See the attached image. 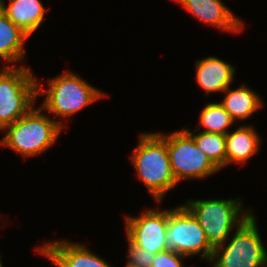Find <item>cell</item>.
<instances>
[{
    "label": "cell",
    "mask_w": 267,
    "mask_h": 267,
    "mask_svg": "<svg viewBox=\"0 0 267 267\" xmlns=\"http://www.w3.org/2000/svg\"><path fill=\"white\" fill-rule=\"evenodd\" d=\"M184 258L186 257L179 253L166 250L155 254L151 267H182L181 261Z\"/></svg>",
    "instance_id": "20"
},
{
    "label": "cell",
    "mask_w": 267,
    "mask_h": 267,
    "mask_svg": "<svg viewBox=\"0 0 267 267\" xmlns=\"http://www.w3.org/2000/svg\"><path fill=\"white\" fill-rule=\"evenodd\" d=\"M170 166L177 183L182 179H202L220 169L199 149L193 137L184 129L167 134Z\"/></svg>",
    "instance_id": "8"
},
{
    "label": "cell",
    "mask_w": 267,
    "mask_h": 267,
    "mask_svg": "<svg viewBox=\"0 0 267 267\" xmlns=\"http://www.w3.org/2000/svg\"><path fill=\"white\" fill-rule=\"evenodd\" d=\"M126 237L134 245L157 254L166 251L168 210L149 209L140 217L127 216Z\"/></svg>",
    "instance_id": "9"
},
{
    "label": "cell",
    "mask_w": 267,
    "mask_h": 267,
    "mask_svg": "<svg viewBox=\"0 0 267 267\" xmlns=\"http://www.w3.org/2000/svg\"><path fill=\"white\" fill-rule=\"evenodd\" d=\"M128 243V261L125 267H151L155 254L134 245L129 239Z\"/></svg>",
    "instance_id": "19"
},
{
    "label": "cell",
    "mask_w": 267,
    "mask_h": 267,
    "mask_svg": "<svg viewBox=\"0 0 267 267\" xmlns=\"http://www.w3.org/2000/svg\"><path fill=\"white\" fill-rule=\"evenodd\" d=\"M0 9L29 36L42 25L46 13L40 0H10L8 6L0 0Z\"/></svg>",
    "instance_id": "13"
},
{
    "label": "cell",
    "mask_w": 267,
    "mask_h": 267,
    "mask_svg": "<svg viewBox=\"0 0 267 267\" xmlns=\"http://www.w3.org/2000/svg\"><path fill=\"white\" fill-rule=\"evenodd\" d=\"M241 201L239 198L188 200L184 206L197 219L209 244L215 248L227 242L232 229L253 214L249 209L244 210Z\"/></svg>",
    "instance_id": "3"
},
{
    "label": "cell",
    "mask_w": 267,
    "mask_h": 267,
    "mask_svg": "<svg viewBox=\"0 0 267 267\" xmlns=\"http://www.w3.org/2000/svg\"><path fill=\"white\" fill-rule=\"evenodd\" d=\"M260 142L261 139L252 125H241L234 132L229 131L225 135L226 165L245 163L258 152Z\"/></svg>",
    "instance_id": "14"
},
{
    "label": "cell",
    "mask_w": 267,
    "mask_h": 267,
    "mask_svg": "<svg viewBox=\"0 0 267 267\" xmlns=\"http://www.w3.org/2000/svg\"><path fill=\"white\" fill-rule=\"evenodd\" d=\"M204 24L214 28L238 33L243 29V21L226 7L221 0H175Z\"/></svg>",
    "instance_id": "11"
},
{
    "label": "cell",
    "mask_w": 267,
    "mask_h": 267,
    "mask_svg": "<svg viewBox=\"0 0 267 267\" xmlns=\"http://www.w3.org/2000/svg\"><path fill=\"white\" fill-rule=\"evenodd\" d=\"M230 86L224 91L227 95L220 104L229 113L237 124V120L248 119L254 112L263 106L261 98L246 85H241L235 90H229Z\"/></svg>",
    "instance_id": "16"
},
{
    "label": "cell",
    "mask_w": 267,
    "mask_h": 267,
    "mask_svg": "<svg viewBox=\"0 0 267 267\" xmlns=\"http://www.w3.org/2000/svg\"><path fill=\"white\" fill-rule=\"evenodd\" d=\"M42 108L32 107L23 117L5 127L0 144L30 157L50 148L62 131L64 124L42 114Z\"/></svg>",
    "instance_id": "2"
},
{
    "label": "cell",
    "mask_w": 267,
    "mask_h": 267,
    "mask_svg": "<svg viewBox=\"0 0 267 267\" xmlns=\"http://www.w3.org/2000/svg\"><path fill=\"white\" fill-rule=\"evenodd\" d=\"M195 68L196 83L204 89L206 96L212 92H224L235 78V67L215 56L197 60Z\"/></svg>",
    "instance_id": "12"
},
{
    "label": "cell",
    "mask_w": 267,
    "mask_h": 267,
    "mask_svg": "<svg viewBox=\"0 0 267 267\" xmlns=\"http://www.w3.org/2000/svg\"><path fill=\"white\" fill-rule=\"evenodd\" d=\"M131 162L149 193L160 203L176 182L169 160L167 134L142 133Z\"/></svg>",
    "instance_id": "1"
},
{
    "label": "cell",
    "mask_w": 267,
    "mask_h": 267,
    "mask_svg": "<svg viewBox=\"0 0 267 267\" xmlns=\"http://www.w3.org/2000/svg\"><path fill=\"white\" fill-rule=\"evenodd\" d=\"M48 82V90H41L40 83L37 82V96L46 95L41 108L56 117L66 119L94 101L106 97L105 93L69 71L49 79Z\"/></svg>",
    "instance_id": "4"
},
{
    "label": "cell",
    "mask_w": 267,
    "mask_h": 267,
    "mask_svg": "<svg viewBox=\"0 0 267 267\" xmlns=\"http://www.w3.org/2000/svg\"><path fill=\"white\" fill-rule=\"evenodd\" d=\"M166 250L185 257L201 253L204 261L212 259L214 248L197 219L184 205L168 210Z\"/></svg>",
    "instance_id": "7"
},
{
    "label": "cell",
    "mask_w": 267,
    "mask_h": 267,
    "mask_svg": "<svg viewBox=\"0 0 267 267\" xmlns=\"http://www.w3.org/2000/svg\"><path fill=\"white\" fill-rule=\"evenodd\" d=\"M233 122H235L229 113L220 103H208L202 109L198 124L205 127L203 132L219 133L226 135Z\"/></svg>",
    "instance_id": "18"
},
{
    "label": "cell",
    "mask_w": 267,
    "mask_h": 267,
    "mask_svg": "<svg viewBox=\"0 0 267 267\" xmlns=\"http://www.w3.org/2000/svg\"><path fill=\"white\" fill-rule=\"evenodd\" d=\"M29 37L21 28L15 25L0 9V57L5 63L16 67V62L26 57L24 42Z\"/></svg>",
    "instance_id": "15"
},
{
    "label": "cell",
    "mask_w": 267,
    "mask_h": 267,
    "mask_svg": "<svg viewBox=\"0 0 267 267\" xmlns=\"http://www.w3.org/2000/svg\"><path fill=\"white\" fill-rule=\"evenodd\" d=\"M56 267H112L86 246L68 241H53L36 248Z\"/></svg>",
    "instance_id": "10"
},
{
    "label": "cell",
    "mask_w": 267,
    "mask_h": 267,
    "mask_svg": "<svg viewBox=\"0 0 267 267\" xmlns=\"http://www.w3.org/2000/svg\"><path fill=\"white\" fill-rule=\"evenodd\" d=\"M213 250L212 267H267V251L259 235L256 216L243 222L228 244Z\"/></svg>",
    "instance_id": "6"
},
{
    "label": "cell",
    "mask_w": 267,
    "mask_h": 267,
    "mask_svg": "<svg viewBox=\"0 0 267 267\" xmlns=\"http://www.w3.org/2000/svg\"><path fill=\"white\" fill-rule=\"evenodd\" d=\"M194 139L196 145L211 161L221 170L226 166L225 135L219 133H208L197 130L194 132L185 129Z\"/></svg>",
    "instance_id": "17"
},
{
    "label": "cell",
    "mask_w": 267,
    "mask_h": 267,
    "mask_svg": "<svg viewBox=\"0 0 267 267\" xmlns=\"http://www.w3.org/2000/svg\"><path fill=\"white\" fill-rule=\"evenodd\" d=\"M37 82L26 66L0 69V130L23 117L37 100Z\"/></svg>",
    "instance_id": "5"
}]
</instances>
